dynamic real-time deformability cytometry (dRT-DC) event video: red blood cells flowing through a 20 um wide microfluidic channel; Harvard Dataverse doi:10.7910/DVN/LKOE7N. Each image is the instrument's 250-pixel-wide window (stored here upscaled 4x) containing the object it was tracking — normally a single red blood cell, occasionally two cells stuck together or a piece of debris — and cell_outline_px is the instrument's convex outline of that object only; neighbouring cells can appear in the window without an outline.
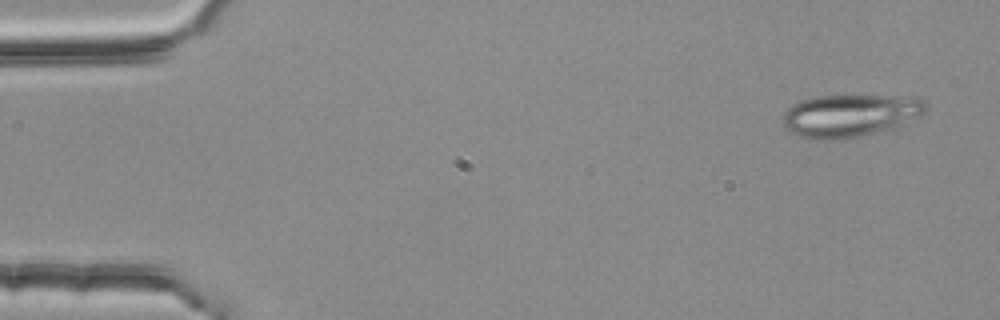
{"species": "common noctule bat (a hibernating species)", "species_latin": "Nyctalus noctula", "temperature_condition": "room temperature", "stored_images_in_passage": 4, "segment_of_instrument_passage": [2, 2], "camera_frame_rate_fps": 3000, "um_per_image_px": 0.085, "animal": {"sex": "female", "body_mass_g": 25.1}, "frame": {"image": 1, "passage_image": 4, "time_ms": 1.0, "image_size_px": [1000, 320], "cell_outline_px": [[928, 108], [920, 116], [892, 128], [844, 140], [816, 140], [800, 136], [788, 132], [784, 128], [784, 112], [792, 104], [800, 100], [816, 96], [888, 96], [924, 100], [928, 104]], "centroid_in_image_um": [72.19, 9.84], "position_along_channel_um": 12.8, "area_um2": 35.43}}